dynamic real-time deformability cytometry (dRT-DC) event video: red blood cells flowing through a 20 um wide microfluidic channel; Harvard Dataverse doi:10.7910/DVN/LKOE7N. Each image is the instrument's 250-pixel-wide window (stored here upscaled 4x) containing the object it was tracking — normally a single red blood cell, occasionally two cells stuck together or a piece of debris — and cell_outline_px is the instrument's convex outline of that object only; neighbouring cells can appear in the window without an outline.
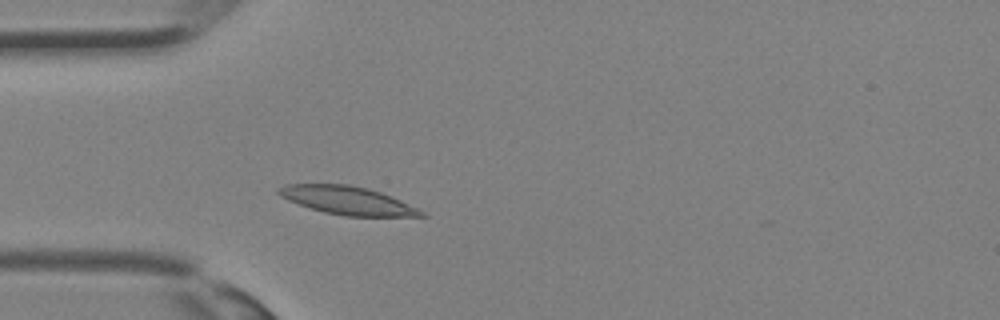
{"species": "Egyptian fruit bat (a non-hibernating species)", "species_latin": "Rousettus aegyptiacus", "temperature_condition": "room temperature", "stored_images_in_passage": 30, "camera_frame_rate_fps": 3000, "um_per_image_px": 0.085, "animal": {"sex": "female"}, "frame": {"image": 1, "passage_image": 5, "time_ms": 1.333, "image_size_px": [1000, 320], "cell_outline_px": [[428, 216], [344, 216], [324, 212], [288, 200], [280, 196], [276, 192], [284, 184], [348, 184], [380, 192], [392, 196], [420, 208]], "centroid_in_image_um": [29.57, 17.04], "position_along_channel_um": 55.4, "area_um2": 23.29}}
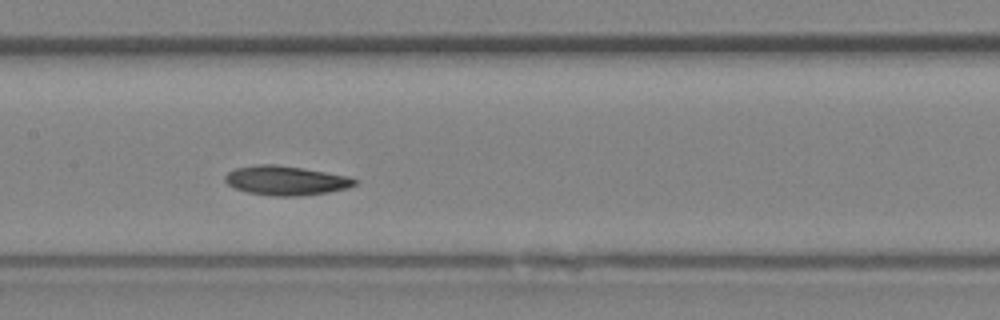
{"frame": {"image": 2, "passage_image": 12, "time_ms": 3.667, "image_size_px": [1000, 320], "cell_outline_px": [[360, 180], [356, 184], [348, 188], [328, 192], [300, 196], [272, 196], [248, 192], [236, 188], [228, 184], [224, 180], [224, 176], [228, 172], [236, 168], [260, 164], [276, 164], [304, 168], [348, 176]], "centroid_in_image_um": [24.33, 15.34], "position_along_channel_um": 183.1, "area_um2": 22.2}}
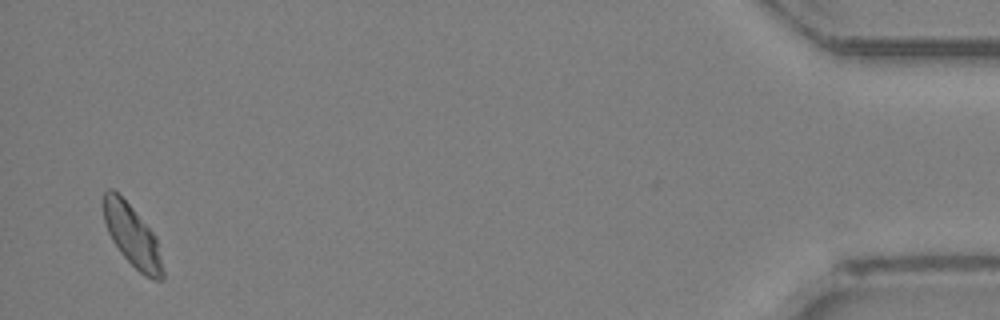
{"frame": {"image": 3, "passage_image": 29, "time_ms": 9.333, "image_size_px": [1000, 320], "cell_outline_px": [[164, 280], [152, 280], [144, 276], [120, 252], [112, 240], [108, 232], [104, 220], [104, 192], [108, 188], [112, 188], [132, 208], [156, 236], [164, 272]], "centroid_in_image_um": [11.26, 20.09], "position_along_channel_um": 423.9, "area_um2": 20.98}}